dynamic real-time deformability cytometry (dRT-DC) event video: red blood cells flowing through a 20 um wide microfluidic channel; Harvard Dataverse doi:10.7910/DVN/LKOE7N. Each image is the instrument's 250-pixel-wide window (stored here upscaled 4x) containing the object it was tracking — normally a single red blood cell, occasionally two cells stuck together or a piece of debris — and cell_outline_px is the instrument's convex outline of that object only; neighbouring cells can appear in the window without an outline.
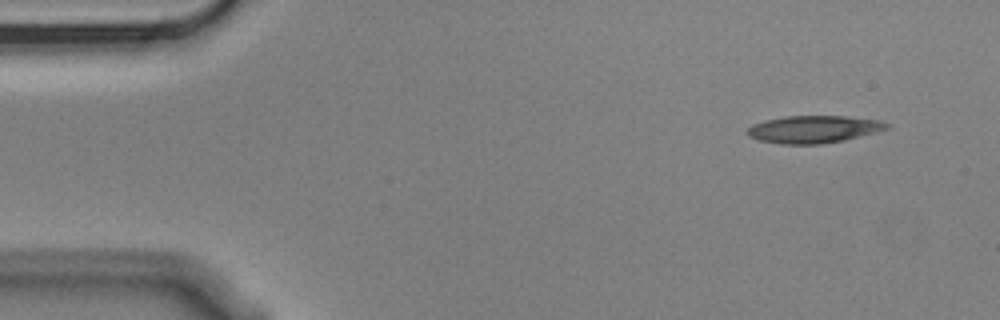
{"species": "Egyptian fruit bat (a non-hibernating species)", "species_latin": "Rousettus aegyptiacus", "temperature_condition": "cold", "stored_images_in_passage": 4, "camera_frame_rate_fps": 3000, "um_per_image_px": 0.085, "animal": {"sex": "male"}, "frame": {"image": 1, "passage_image": 1, "time_ms": 0.0, "image_size_px": [1000, 320], "cell_outline_px": [[892, 128], [844, 140], [820, 144], [780, 144], [756, 140], [748, 136], [748, 128], [752, 124], [764, 120], [784, 116], [844, 116], [880, 120], [892, 124]], "centroid_in_image_um": [69.18, 10.98], "position_along_channel_um": 15.8, "area_um2": 22.48}}
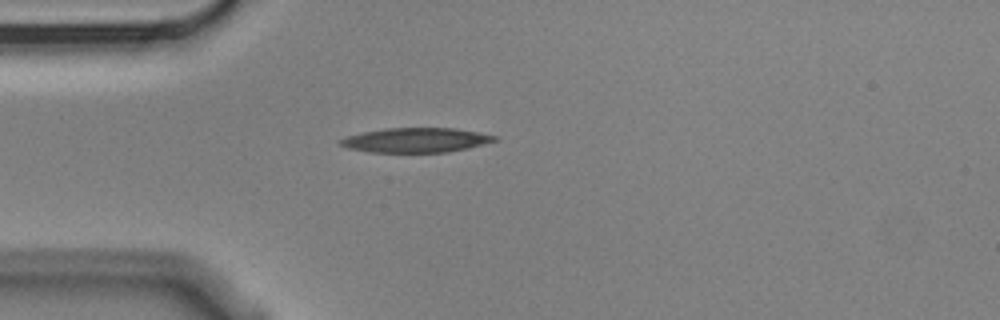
{"frame": {"image": 2, "passage_image": 4, "time_ms": 1.0, "image_size_px": [1000, 320], "cell_outline_px": [[500, 140], [468, 148], [448, 152], [368, 152], [348, 148], [340, 144], [336, 140], [348, 136], [364, 132], [384, 128], [456, 128], [496, 136]], "centroid_in_image_um": [35.35, 11.91], "position_along_channel_um": 49.6, "area_um2": 22.08}}